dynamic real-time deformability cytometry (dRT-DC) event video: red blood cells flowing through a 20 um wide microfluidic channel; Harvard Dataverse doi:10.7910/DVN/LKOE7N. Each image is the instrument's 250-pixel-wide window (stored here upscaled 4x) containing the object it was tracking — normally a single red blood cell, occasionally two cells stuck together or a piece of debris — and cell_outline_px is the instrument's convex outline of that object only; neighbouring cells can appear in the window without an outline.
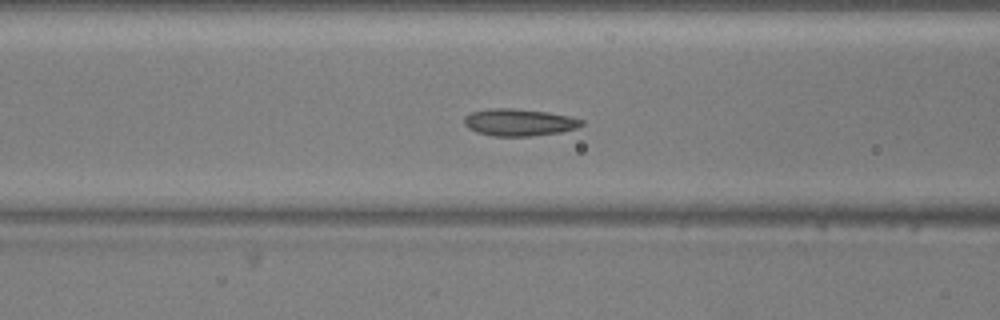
{"species": "common noctule bat (a hibernating species)", "species_latin": "Nyctalus noctula", "temperature_condition": "warm", "stored_images_in_passage": 55, "camera_frame_rate_fps": 3000, "um_per_image_px": 0.085, "animal": {"sex": "male", "body_mass_g": 20.5, "forearm_length_mm": 52.5}, "frame": {"image": 1, "passage_image": 22, "time_ms": 7.0, "image_size_px": [1000, 320], "cell_outline_px": [[584, 124], [576, 128], [560, 132], [532, 136], [492, 136], [476, 132], [468, 128], [464, 124], [464, 116], [472, 112], [488, 108], [512, 108], [548, 112], [568, 116], [584, 120]], "centroid_in_image_um": [44.1, 10.4], "position_along_channel_um": 122.5, "area_um2": 18.61}}
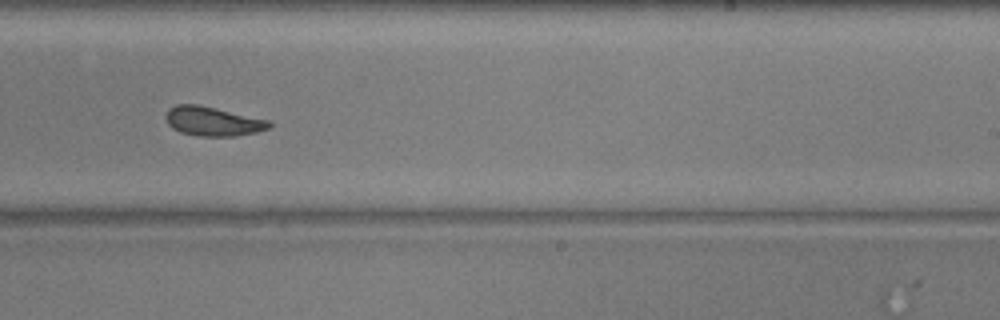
{"frame": {"image": 2, "passage_image": 34, "time_ms": 11.0, "image_size_px": [1000, 320], "cell_outline_px": [[272, 128], [256, 132], [236, 136], [200, 136], [180, 132], [172, 128], [168, 124], [164, 116], [168, 108], [176, 104], [200, 104], [268, 120], [272, 124]], "centroid_in_image_um": [18.07, 10.3], "position_along_channel_um": 270.9, "area_um2": 17.8}}
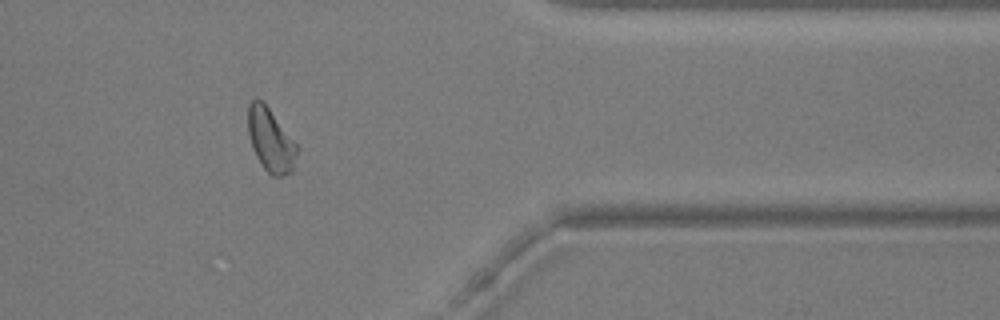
{"frame": {"image": 3, "passage_image": 45, "time_ms": 14.667, "image_size_px": [1000, 320], "cell_outline_px": [[300, 148], [292, 172], [280, 176], [272, 176], [264, 168], [256, 156], [252, 148], [248, 132], [248, 104], [256, 96], [268, 108]], "centroid_in_image_um": [23.01, 11.93], "position_along_channel_um": 388.4, "area_um2": 18.03}, "authors_computed_cell_mechanics": {"area_um2": 18.3804, "velocity_mm_per_s": 3.7146, "shape_relaxation_time_tau1_ms": 5.1472, "shape_relaxation_time_tau2_ms": 1.5517, "deformation_change_tau1": 0.1305, "deformation_change_tau2": 0.08}}